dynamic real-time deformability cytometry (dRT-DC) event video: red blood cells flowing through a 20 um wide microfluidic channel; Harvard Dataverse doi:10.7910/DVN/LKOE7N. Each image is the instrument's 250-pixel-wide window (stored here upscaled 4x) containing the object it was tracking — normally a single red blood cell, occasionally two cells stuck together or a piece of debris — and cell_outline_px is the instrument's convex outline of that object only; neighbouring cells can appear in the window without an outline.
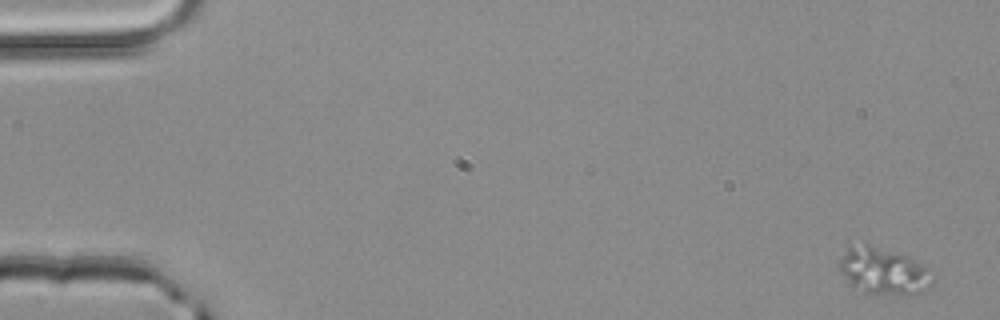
{"species": "common noctule bat (a hibernating species)", "species_latin": "Nyctalus noctula", "temperature_condition": "room temperature", "stored_images_in_passage": 4, "camera_frame_rate_fps": 3000, "um_per_image_px": 0.085, "animal": {"sex": "male", "body_mass_g": 20.4}, "frame": {"image": 1, "passage_image": 1, "time_ms": 0.0, "image_size_px": [1000, 320], "cell_outline_px": [[932, 284], [924, 292], [904, 296], [900, 296], [864, 292], [852, 288], [848, 284], [836, 268], [848, 244], [864, 240], [908, 256], [916, 260], [928, 268]], "centroid_in_image_um": [75.01, 23.0], "position_along_channel_um": 10.0, "area_um2": 26.7}}
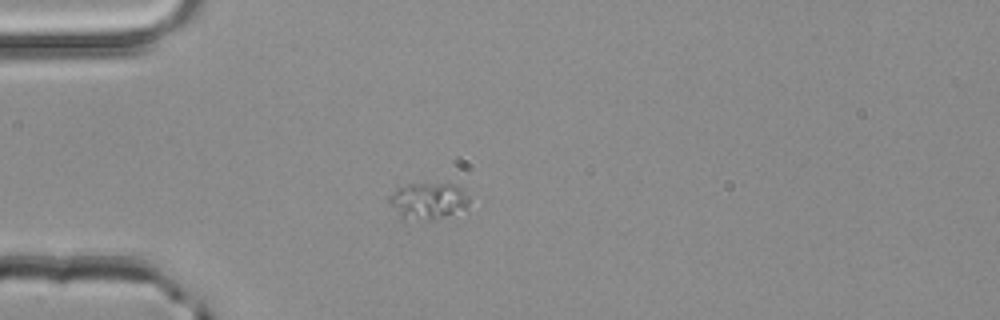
{"frame": {"image": 2, "passage_image": 4, "time_ms": 1.0, "image_size_px": [1000, 320], "cell_outline_px": [[468, 204], [464, 208], [432, 220], [404, 220], [388, 200], [388, 196], [400, 188], [408, 184], [452, 184], [460, 188], [468, 196]], "centroid_in_image_um": [36.36, 17.08], "position_along_channel_um": 48.6, "area_um2": 16.47}}